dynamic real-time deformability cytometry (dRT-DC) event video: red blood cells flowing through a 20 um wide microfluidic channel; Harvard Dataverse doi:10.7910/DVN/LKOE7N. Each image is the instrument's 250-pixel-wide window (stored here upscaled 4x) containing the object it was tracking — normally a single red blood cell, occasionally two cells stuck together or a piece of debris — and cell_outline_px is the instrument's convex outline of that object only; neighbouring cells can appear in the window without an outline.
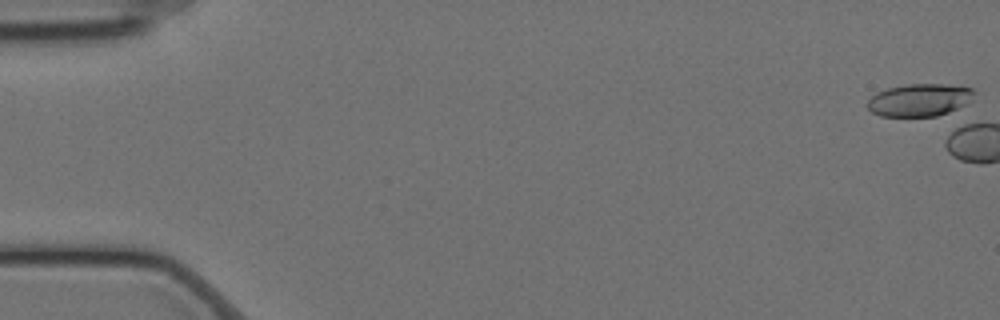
{"species": "Egyptian fruit bat (a non-hibernating species)", "species_latin": "Rousettus aegyptiacus", "temperature_condition": "cold", "stored_images_in_passage": 1, "camera_frame_rate_fps": 3000, "um_per_image_px": 0.085, "animal": {"sex": "female"}, "frame": {"image": 1, "passage_image": 1, "time_ms": 0.0, "image_size_px": [1000, 320], "cell_outline_px": [[976, 92], [972, 100], [968, 104], [948, 112], [936, 116], [880, 116], [872, 112], [868, 108], [868, 100], [876, 92], [888, 88], [908, 84], [944, 84], [972, 88]], "centroid_in_image_um": [78.19, 8.5], "position_along_channel_um": 6.8, "area_um2": 20.29}}